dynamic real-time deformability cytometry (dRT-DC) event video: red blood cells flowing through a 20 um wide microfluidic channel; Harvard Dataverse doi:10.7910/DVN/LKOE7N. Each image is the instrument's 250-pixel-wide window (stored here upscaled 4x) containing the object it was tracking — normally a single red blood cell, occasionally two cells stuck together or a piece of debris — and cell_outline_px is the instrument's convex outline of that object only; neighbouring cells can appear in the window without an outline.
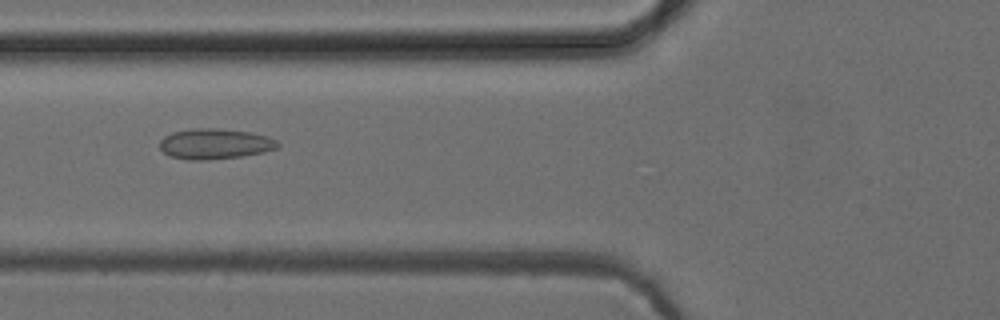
{"species": "common noctule bat (a hibernating species)", "species_latin": "Nyctalus noctula", "temperature_condition": "cold", "stored_images_in_passage": 53, "camera_frame_rate_fps": 3000, "um_per_image_px": 0.085, "animal": {"sex": "female", "body_mass_g": 24.6, "forearm_length_mm": 56.2}, "frame": {"image": 1, "passage_image": 20, "time_ms": 6.333, "image_size_px": [1000, 320], "cell_outline_px": [[280, 144], [276, 148], [264, 152], [240, 156], [208, 160], [188, 160], [168, 156], [160, 148], [160, 140], [164, 136], [172, 132], [196, 128], [216, 128], [248, 132], [268, 136], [276, 140]], "centroid_in_image_um": [18.24, 12.23], "position_along_channel_um": 107.6, "area_um2": 20.92}}
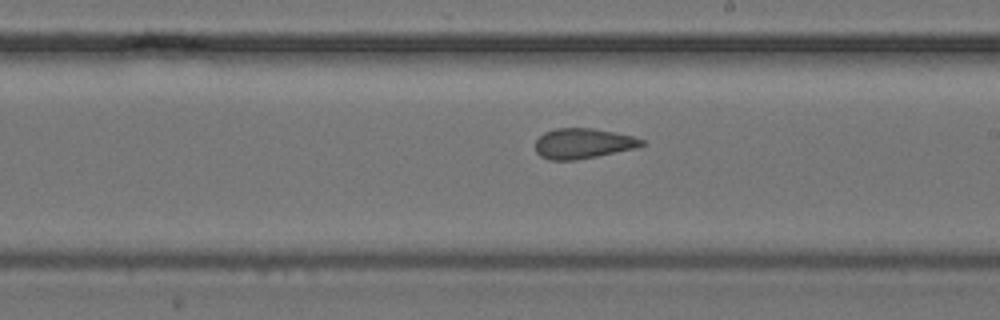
{"frame": {"image": 2, "passage_image": 30, "time_ms": 9.667, "image_size_px": [1000, 320], "cell_outline_px": [[644, 144], [636, 148], [576, 160], [548, 160], [540, 156], [536, 152], [536, 140], [544, 132], [556, 128], [592, 128], [632, 136], [644, 140]], "centroid_in_image_um": [49.52, 12.2], "position_along_channel_um": 239.5, "area_um2": 18.61}}
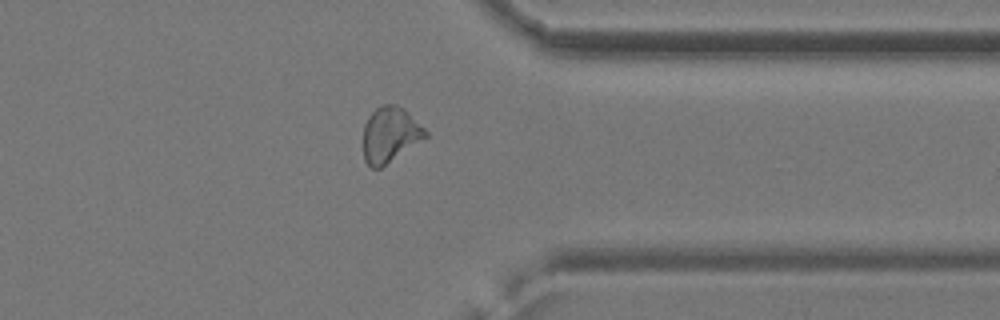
{"frame": {"image": 3, "passage_image": 41, "time_ms": 13.333, "image_size_px": [1000, 320], "cell_outline_px": [[428, 136], [380, 168], [372, 168], [364, 160], [364, 124], [368, 116], [376, 108], [384, 104], [396, 104], [404, 108], [428, 132]], "centroid_in_image_um": [33.15, 11.42], "position_along_channel_um": 378.2, "area_um2": 19.88}}